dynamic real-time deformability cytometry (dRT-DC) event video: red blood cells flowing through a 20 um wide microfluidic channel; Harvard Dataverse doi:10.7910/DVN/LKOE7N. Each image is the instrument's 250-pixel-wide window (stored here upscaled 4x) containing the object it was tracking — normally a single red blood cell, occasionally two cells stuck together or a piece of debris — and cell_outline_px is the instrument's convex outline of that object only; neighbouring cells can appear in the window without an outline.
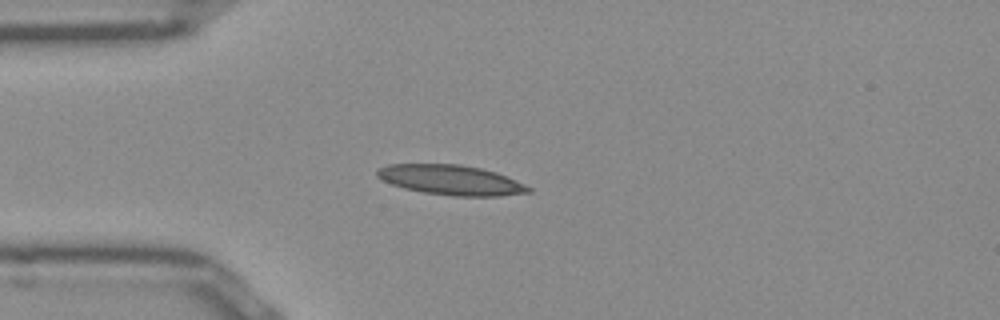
{"species": "Egyptian fruit bat (a non-hibernating species)", "species_latin": "Rousettus aegyptiacus", "temperature_condition": "room temperature", "stored_images_in_passage": 39, "camera_frame_rate_fps": 3000, "um_per_image_px": 0.085, "frame": {"image": 1, "passage_image": 1, "time_ms": 0.0, "image_size_px": [1000, 320], "cell_outline_px": [[532, 192], [500, 196], [452, 196], [424, 192], [404, 188], [392, 184], [376, 176], [376, 168], [388, 164], [460, 164], [480, 168], [496, 172], [524, 184], [532, 188]], "centroid_in_image_um": [38.32, 15.3], "position_along_channel_um": 46.7, "area_um2": 26.36}}
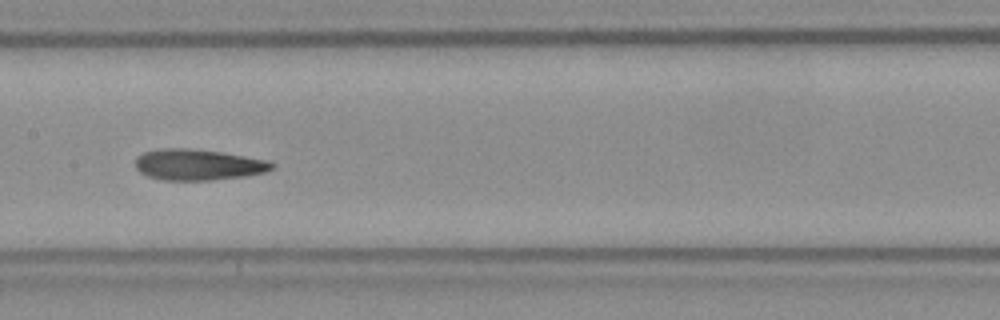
{"frame": {"image": 2, "passage_image": 13, "time_ms": 4.0, "image_size_px": [1000, 320], "cell_outline_px": [[276, 164], [272, 168], [264, 172], [248, 176], [212, 180], [164, 180], [148, 176], [140, 172], [136, 168], [136, 160], [144, 152], [164, 148], [188, 148], [220, 152], [268, 160]], "centroid_in_image_um": [16.87, 14.0], "position_along_channel_um": 190.5, "area_um2": 24.51}}
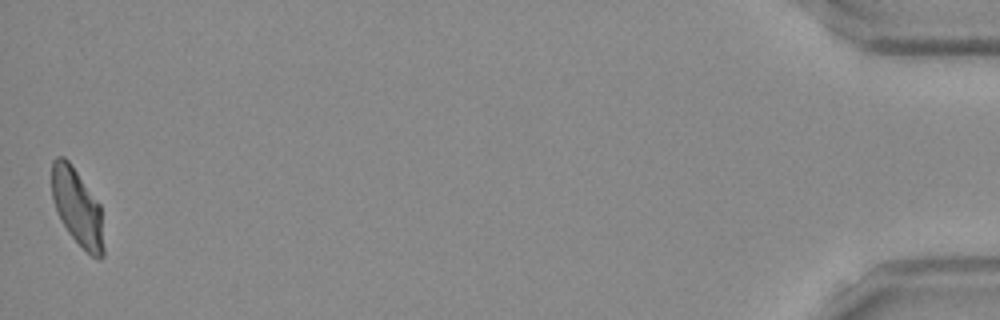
{"frame": {"image": 3, "passage_image": 39, "time_ms": 12.667, "image_size_px": [1000, 320], "cell_outline_px": [[104, 256], [100, 260], [96, 260], [68, 232], [56, 208], [52, 196], [52, 160], [56, 156], [64, 156], [68, 160], [100, 204], [104, 248]], "centroid_in_image_um": [6.59, 17.62], "position_along_channel_um": 428.6, "area_um2": 22.89}, "authors_computed_cell_mechanics": {"area_um2": 24.1026, "velocity_mm_per_s": 3.8982, "shape_relaxation_time_tau1_ms": null, "shape_relaxation_time_tau2_ms": 4.1665, "deformation_change_tau1": null, "deformation_change_tau2": 0.1168}}